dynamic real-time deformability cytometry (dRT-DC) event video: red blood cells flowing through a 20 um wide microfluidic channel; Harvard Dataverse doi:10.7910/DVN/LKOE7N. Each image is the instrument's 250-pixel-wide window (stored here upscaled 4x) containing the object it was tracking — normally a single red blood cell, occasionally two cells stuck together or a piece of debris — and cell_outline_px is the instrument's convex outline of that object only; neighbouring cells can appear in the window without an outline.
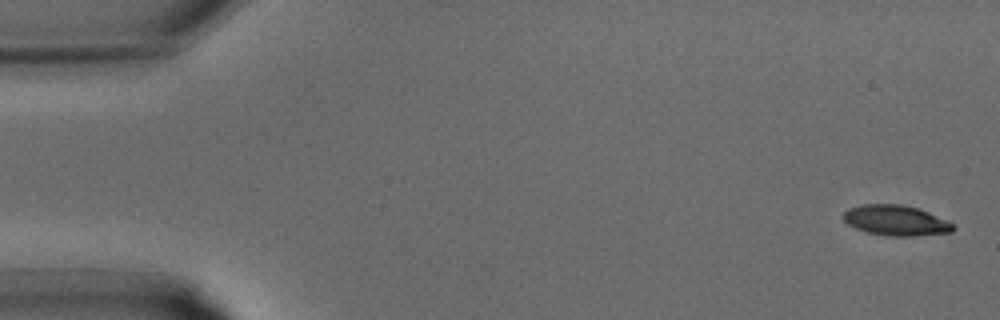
{"species": "common noctule bat (a hibernating species)", "species_latin": "Nyctalus noctula", "temperature_condition": "warm", "stored_images_in_passage": 32, "camera_frame_rate_fps": 3000, "um_per_image_px": 0.085, "animal": {"sex": "male", "body_mass_g": 15.6}, "frame": {"image": 1, "passage_image": 1, "time_ms": 0.0, "image_size_px": [1000, 320], "cell_outline_px": [[956, 228], [952, 232], [916, 236], [888, 236], [868, 232], [856, 228], [848, 224], [844, 220], [844, 212], [848, 208], [864, 204], [900, 204], [916, 208], [928, 212], [948, 220]], "centroid_in_image_um": [76.17, 18.74], "position_along_channel_um": 8.8, "area_um2": 19.36}}
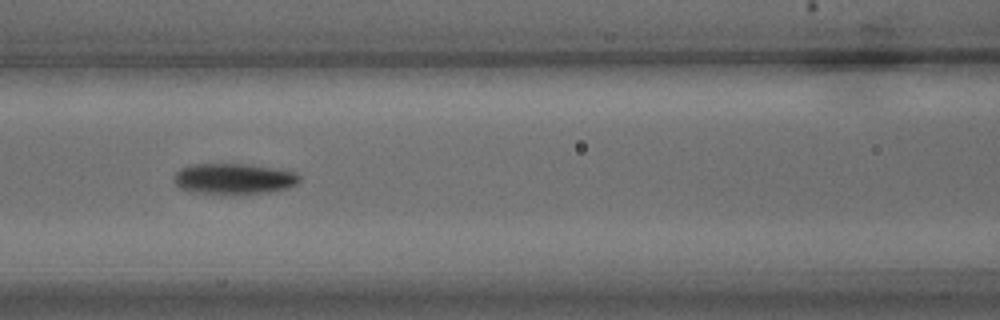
{"frame": {"image": 2, "passage_image": 14, "time_ms": 4.333, "image_size_px": [1000, 320], "cell_outline_px": [[300, 180], [296, 184], [288, 188], [268, 192], [192, 192], [180, 188], [176, 184], [172, 176], [180, 168], [188, 164], [248, 164], [296, 172], [300, 176]], "centroid_in_image_um": [19.85, 15.16], "position_along_channel_um": 146.8, "area_um2": 22.02}}
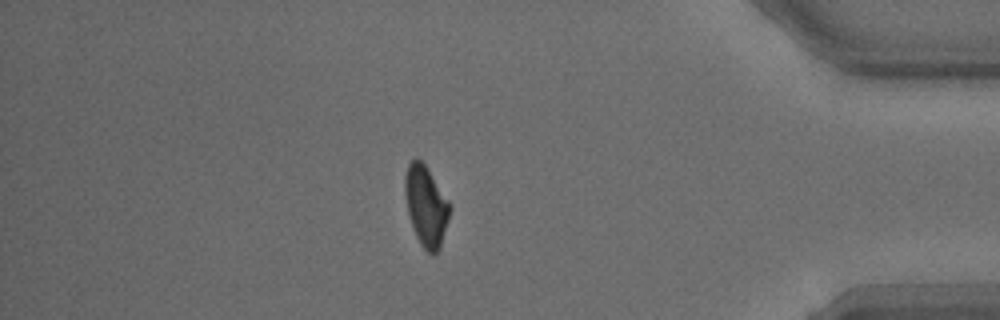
{"frame": {"image": 3, "passage_image": 28, "time_ms": 9.0, "image_size_px": [1000, 320], "cell_outline_px": [[452, 208], [440, 248], [436, 252], [428, 252], [420, 244], [416, 236], [408, 212], [404, 192], [404, 176], [408, 164], [416, 156], [424, 164], [452, 204]], "centroid_in_image_um": [36.22, 17.47], "position_along_channel_um": 399.0, "area_um2": 20.98}}